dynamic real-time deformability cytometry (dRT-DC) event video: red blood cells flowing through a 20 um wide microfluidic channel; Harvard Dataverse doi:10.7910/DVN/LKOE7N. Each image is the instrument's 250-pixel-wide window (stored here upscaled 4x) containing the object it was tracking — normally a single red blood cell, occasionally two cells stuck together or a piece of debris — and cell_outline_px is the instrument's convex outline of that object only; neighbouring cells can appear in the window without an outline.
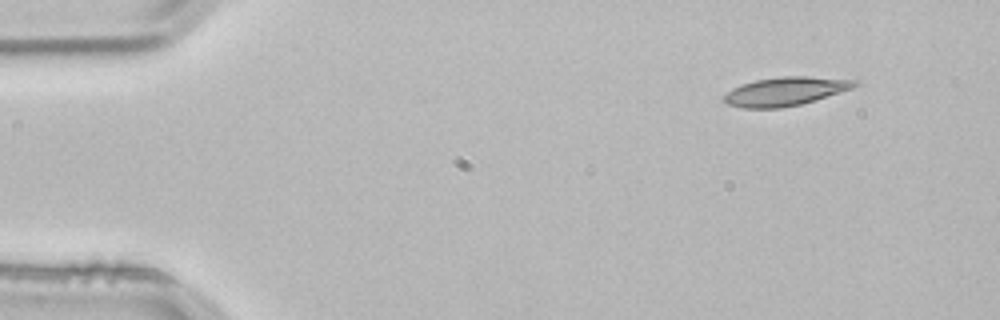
{"species": "common noctule bat (a hibernating species)", "species_latin": "Nyctalus noctula", "temperature_condition": "room temperature", "stored_images_in_passage": 2, "camera_frame_rate_fps": 3000, "um_per_image_px": 0.085, "animal": {"sex": "male", "body_mass_g": 21.5, "forearm_length_mm": 52.0}, "frame": {"image": 1, "passage_image": 1, "time_ms": 0.0, "image_size_px": [1000, 320], "cell_outline_px": [[860, 84], [852, 88], [800, 104], [780, 108], [740, 108], [728, 104], [720, 96], [732, 88], [740, 84], [756, 80], [780, 76], [808, 76], [856, 80]], "centroid_in_image_um": [66.68, 7.76], "position_along_channel_um": 18.3, "area_um2": 21.79}}